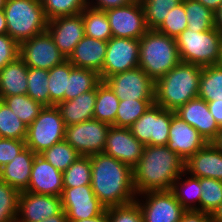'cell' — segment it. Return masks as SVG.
<instances>
[{
	"label": "cell",
	"instance_id": "1",
	"mask_svg": "<svg viewBox=\"0 0 222 222\" xmlns=\"http://www.w3.org/2000/svg\"><path fill=\"white\" fill-rule=\"evenodd\" d=\"M91 187L106 207L135 202L132 169L104 153L91 155Z\"/></svg>",
	"mask_w": 222,
	"mask_h": 222
},
{
	"label": "cell",
	"instance_id": "2",
	"mask_svg": "<svg viewBox=\"0 0 222 222\" xmlns=\"http://www.w3.org/2000/svg\"><path fill=\"white\" fill-rule=\"evenodd\" d=\"M185 171V161L167 145H146L139 162L132 169L137 195L148 191H169Z\"/></svg>",
	"mask_w": 222,
	"mask_h": 222
},
{
	"label": "cell",
	"instance_id": "3",
	"mask_svg": "<svg viewBox=\"0 0 222 222\" xmlns=\"http://www.w3.org/2000/svg\"><path fill=\"white\" fill-rule=\"evenodd\" d=\"M202 67L180 62L155 82V104L176 111L198 97Z\"/></svg>",
	"mask_w": 222,
	"mask_h": 222
},
{
	"label": "cell",
	"instance_id": "4",
	"mask_svg": "<svg viewBox=\"0 0 222 222\" xmlns=\"http://www.w3.org/2000/svg\"><path fill=\"white\" fill-rule=\"evenodd\" d=\"M139 66L156 82L181 60L176 40L168 35L148 29L139 39Z\"/></svg>",
	"mask_w": 222,
	"mask_h": 222
},
{
	"label": "cell",
	"instance_id": "5",
	"mask_svg": "<svg viewBox=\"0 0 222 222\" xmlns=\"http://www.w3.org/2000/svg\"><path fill=\"white\" fill-rule=\"evenodd\" d=\"M7 34L18 44L46 32L48 20L41 0H6Z\"/></svg>",
	"mask_w": 222,
	"mask_h": 222
},
{
	"label": "cell",
	"instance_id": "6",
	"mask_svg": "<svg viewBox=\"0 0 222 222\" xmlns=\"http://www.w3.org/2000/svg\"><path fill=\"white\" fill-rule=\"evenodd\" d=\"M221 36L215 28L204 32L186 28L175 38L181 62L202 68L215 65L219 57Z\"/></svg>",
	"mask_w": 222,
	"mask_h": 222
},
{
	"label": "cell",
	"instance_id": "7",
	"mask_svg": "<svg viewBox=\"0 0 222 222\" xmlns=\"http://www.w3.org/2000/svg\"><path fill=\"white\" fill-rule=\"evenodd\" d=\"M66 125L56 106H44L27 128L26 147L40 154L64 140Z\"/></svg>",
	"mask_w": 222,
	"mask_h": 222
},
{
	"label": "cell",
	"instance_id": "8",
	"mask_svg": "<svg viewBox=\"0 0 222 222\" xmlns=\"http://www.w3.org/2000/svg\"><path fill=\"white\" fill-rule=\"evenodd\" d=\"M174 111L152 104L129 128L144 146L167 145Z\"/></svg>",
	"mask_w": 222,
	"mask_h": 222
},
{
	"label": "cell",
	"instance_id": "9",
	"mask_svg": "<svg viewBox=\"0 0 222 222\" xmlns=\"http://www.w3.org/2000/svg\"><path fill=\"white\" fill-rule=\"evenodd\" d=\"M108 123L91 119L66 126L64 140L80 155L91 156L104 152Z\"/></svg>",
	"mask_w": 222,
	"mask_h": 222
},
{
	"label": "cell",
	"instance_id": "10",
	"mask_svg": "<svg viewBox=\"0 0 222 222\" xmlns=\"http://www.w3.org/2000/svg\"><path fill=\"white\" fill-rule=\"evenodd\" d=\"M143 222H180L186 211L169 191H148L137 195Z\"/></svg>",
	"mask_w": 222,
	"mask_h": 222
},
{
	"label": "cell",
	"instance_id": "11",
	"mask_svg": "<svg viewBox=\"0 0 222 222\" xmlns=\"http://www.w3.org/2000/svg\"><path fill=\"white\" fill-rule=\"evenodd\" d=\"M105 82L120 101L136 99L155 103V82L140 67L111 75Z\"/></svg>",
	"mask_w": 222,
	"mask_h": 222
},
{
	"label": "cell",
	"instance_id": "12",
	"mask_svg": "<svg viewBox=\"0 0 222 222\" xmlns=\"http://www.w3.org/2000/svg\"><path fill=\"white\" fill-rule=\"evenodd\" d=\"M19 57L30 68L48 71L67 60L47 31L21 42Z\"/></svg>",
	"mask_w": 222,
	"mask_h": 222
},
{
	"label": "cell",
	"instance_id": "13",
	"mask_svg": "<svg viewBox=\"0 0 222 222\" xmlns=\"http://www.w3.org/2000/svg\"><path fill=\"white\" fill-rule=\"evenodd\" d=\"M139 40L111 37L107 41L101 81L109 76L135 69L139 66Z\"/></svg>",
	"mask_w": 222,
	"mask_h": 222
},
{
	"label": "cell",
	"instance_id": "14",
	"mask_svg": "<svg viewBox=\"0 0 222 222\" xmlns=\"http://www.w3.org/2000/svg\"><path fill=\"white\" fill-rule=\"evenodd\" d=\"M105 12L113 37L139 40L148 30L140 0Z\"/></svg>",
	"mask_w": 222,
	"mask_h": 222
},
{
	"label": "cell",
	"instance_id": "15",
	"mask_svg": "<svg viewBox=\"0 0 222 222\" xmlns=\"http://www.w3.org/2000/svg\"><path fill=\"white\" fill-rule=\"evenodd\" d=\"M61 199L68 222L96 217L106 209L95 196L91 185L63 188Z\"/></svg>",
	"mask_w": 222,
	"mask_h": 222
},
{
	"label": "cell",
	"instance_id": "16",
	"mask_svg": "<svg viewBox=\"0 0 222 222\" xmlns=\"http://www.w3.org/2000/svg\"><path fill=\"white\" fill-rule=\"evenodd\" d=\"M144 147L132 135L130 128L110 126L103 153L133 169L139 162Z\"/></svg>",
	"mask_w": 222,
	"mask_h": 222
},
{
	"label": "cell",
	"instance_id": "17",
	"mask_svg": "<svg viewBox=\"0 0 222 222\" xmlns=\"http://www.w3.org/2000/svg\"><path fill=\"white\" fill-rule=\"evenodd\" d=\"M63 210L60 196L19 193L16 222H41Z\"/></svg>",
	"mask_w": 222,
	"mask_h": 222
},
{
	"label": "cell",
	"instance_id": "18",
	"mask_svg": "<svg viewBox=\"0 0 222 222\" xmlns=\"http://www.w3.org/2000/svg\"><path fill=\"white\" fill-rule=\"evenodd\" d=\"M66 59L73 53L75 46L85 36L82 14L57 17L48 21L46 30Z\"/></svg>",
	"mask_w": 222,
	"mask_h": 222
},
{
	"label": "cell",
	"instance_id": "19",
	"mask_svg": "<svg viewBox=\"0 0 222 222\" xmlns=\"http://www.w3.org/2000/svg\"><path fill=\"white\" fill-rule=\"evenodd\" d=\"M174 113L195 128L207 142H212L219 133L220 127L210 113L208 103L200 97L191 99Z\"/></svg>",
	"mask_w": 222,
	"mask_h": 222
},
{
	"label": "cell",
	"instance_id": "20",
	"mask_svg": "<svg viewBox=\"0 0 222 222\" xmlns=\"http://www.w3.org/2000/svg\"><path fill=\"white\" fill-rule=\"evenodd\" d=\"M207 143L195 128L180 119L175 113L172 115L167 147L177 153L185 162Z\"/></svg>",
	"mask_w": 222,
	"mask_h": 222
},
{
	"label": "cell",
	"instance_id": "21",
	"mask_svg": "<svg viewBox=\"0 0 222 222\" xmlns=\"http://www.w3.org/2000/svg\"><path fill=\"white\" fill-rule=\"evenodd\" d=\"M63 173L37 154L32 164L27 192L60 196L63 193Z\"/></svg>",
	"mask_w": 222,
	"mask_h": 222
},
{
	"label": "cell",
	"instance_id": "22",
	"mask_svg": "<svg viewBox=\"0 0 222 222\" xmlns=\"http://www.w3.org/2000/svg\"><path fill=\"white\" fill-rule=\"evenodd\" d=\"M185 171L198 178L222 181V152L208 142L185 162Z\"/></svg>",
	"mask_w": 222,
	"mask_h": 222
},
{
	"label": "cell",
	"instance_id": "23",
	"mask_svg": "<svg viewBox=\"0 0 222 222\" xmlns=\"http://www.w3.org/2000/svg\"><path fill=\"white\" fill-rule=\"evenodd\" d=\"M107 41L84 36L67 59L73 66L102 72Z\"/></svg>",
	"mask_w": 222,
	"mask_h": 222
},
{
	"label": "cell",
	"instance_id": "24",
	"mask_svg": "<svg viewBox=\"0 0 222 222\" xmlns=\"http://www.w3.org/2000/svg\"><path fill=\"white\" fill-rule=\"evenodd\" d=\"M36 155L30 148L25 147L10 163L0 168V180L19 192L25 191L29 186Z\"/></svg>",
	"mask_w": 222,
	"mask_h": 222
},
{
	"label": "cell",
	"instance_id": "25",
	"mask_svg": "<svg viewBox=\"0 0 222 222\" xmlns=\"http://www.w3.org/2000/svg\"><path fill=\"white\" fill-rule=\"evenodd\" d=\"M96 87L76 98L56 105L66 126L93 119Z\"/></svg>",
	"mask_w": 222,
	"mask_h": 222
},
{
	"label": "cell",
	"instance_id": "26",
	"mask_svg": "<svg viewBox=\"0 0 222 222\" xmlns=\"http://www.w3.org/2000/svg\"><path fill=\"white\" fill-rule=\"evenodd\" d=\"M28 66L17 57L0 70V99L27 94Z\"/></svg>",
	"mask_w": 222,
	"mask_h": 222
},
{
	"label": "cell",
	"instance_id": "27",
	"mask_svg": "<svg viewBox=\"0 0 222 222\" xmlns=\"http://www.w3.org/2000/svg\"><path fill=\"white\" fill-rule=\"evenodd\" d=\"M170 191L185 210L200 211V178L191 176L184 171L173 182Z\"/></svg>",
	"mask_w": 222,
	"mask_h": 222
},
{
	"label": "cell",
	"instance_id": "28",
	"mask_svg": "<svg viewBox=\"0 0 222 222\" xmlns=\"http://www.w3.org/2000/svg\"><path fill=\"white\" fill-rule=\"evenodd\" d=\"M119 102L120 100L110 86L105 81H101L96 86V101L93 119L115 126Z\"/></svg>",
	"mask_w": 222,
	"mask_h": 222
},
{
	"label": "cell",
	"instance_id": "29",
	"mask_svg": "<svg viewBox=\"0 0 222 222\" xmlns=\"http://www.w3.org/2000/svg\"><path fill=\"white\" fill-rule=\"evenodd\" d=\"M100 82V76L96 71L75 67L70 63V76L64 93V101L93 90Z\"/></svg>",
	"mask_w": 222,
	"mask_h": 222
},
{
	"label": "cell",
	"instance_id": "30",
	"mask_svg": "<svg viewBox=\"0 0 222 222\" xmlns=\"http://www.w3.org/2000/svg\"><path fill=\"white\" fill-rule=\"evenodd\" d=\"M81 14L86 36L102 41L113 37L105 11L87 6Z\"/></svg>",
	"mask_w": 222,
	"mask_h": 222
},
{
	"label": "cell",
	"instance_id": "31",
	"mask_svg": "<svg viewBox=\"0 0 222 222\" xmlns=\"http://www.w3.org/2000/svg\"><path fill=\"white\" fill-rule=\"evenodd\" d=\"M198 97L206 102L222 100V67L215 64L202 68Z\"/></svg>",
	"mask_w": 222,
	"mask_h": 222
},
{
	"label": "cell",
	"instance_id": "32",
	"mask_svg": "<svg viewBox=\"0 0 222 222\" xmlns=\"http://www.w3.org/2000/svg\"><path fill=\"white\" fill-rule=\"evenodd\" d=\"M187 29L204 32L214 28V12L195 0H184Z\"/></svg>",
	"mask_w": 222,
	"mask_h": 222
},
{
	"label": "cell",
	"instance_id": "33",
	"mask_svg": "<svg viewBox=\"0 0 222 222\" xmlns=\"http://www.w3.org/2000/svg\"><path fill=\"white\" fill-rule=\"evenodd\" d=\"M1 100L19 119L29 126L40 114L44 105L33 100L27 94L3 97Z\"/></svg>",
	"mask_w": 222,
	"mask_h": 222
},
{
	"label": "cell",
	"instance_id": "34",
	"mask_svg": "<svg viewBox=\"0 0 222 222\" xmlns=\"http://www.w3.org/2000/svg\"><path fill=\"white\" fill-rule=\"evenodd\" d=\"M70 76V62L64 61L48 71V89L50 95V106H56L64 101V93L67 90Z\"/></svg>",
	"mask_w": 222,
	"mask_h": 222
},
{
	"label": "cell",
	"instance_id": "35",
	"mask_svg": "<svg viewBox=\"0 0 222 222\" xmlns=\"http://www.w3.org/2000/svg\"><path fill=\"white\" fill-rule=\"evenodd\" d=\"M28 126L0 99V137L26 140Z\"/></svg>",
	"mask_w": 222,
	"mask_h": 222
},
{
	"label": "cell",
	"instance_id": "36",
	"mask_svg": "<svg viewBox=\"0 0 222 222\" xmlns=\"http://www.w3.org/2000/svg\"><path fill=\"white\" fill-rule=\"evenodd\" d=\"M83 185H91V156L81 155L63 172L64 188Z\"/></svg>",
	"mask_w": 222,
	"mask_h": 222
},
{
	"label": "cell",
	"instance_id": "37",
	"mask_svg": "<svg viewBox=\"0 0 222 222\" xmlns=\"http://www.w3.org/2000/svg\"><path fill=\"white\" fill-rule=\"evenodd\" d=\"M183 0H140L148 29H157L173 9Z\"/></svg>",
	"mask_w": 222,
	"mask_h": 222
},
{
	"label": "cell",
	"instance_id": "38",
	"mask_svg": "<svg viewBox=\"0 0 222 222\" xmlns=\"http://www.w3.org/2000/svg\"><path fill=\"white\" fill-rule=\"evenodd\" d=\"M62 173L81 155L65 140L39 154Z\"/></svg>",
	"mask_w": 222,
	"mask_h": 222
},
{
	"label": "cell",
	"instance_id": "39",
	"mask_svg": "<svg viewBox=\"0 0 222 222\" xmlns=\"http://www.w3.org/2000/svg\"><path fill=\"white\" fill-rule=\"evenodd\" d=\"M27 95L44 106H50L48 70L28 67Z\"/></svg>",
	"mask_w": 222,
	"mask_h": 222
},
{
	"label": "cell",
	"instance_id": "40",
	"mask_svg": "<svg viewBox=\"0 0 222 222\" xmlns=\"http://www.w3.org/2000/svg\"><path fill=\"white\" fill-rule=\"evenodd\" d=\"M153 103L150 100H128L119 102L115 127L129 128Z\"/></svg>",
	"mask_w": 222,
	"mask_h": 222
},
{
	"label": "cell",
	"instance_id": "41",
	"mask_svg": "<svg viewBox=\"0 0 222 222\" xmlns=\"http://www.w3.org/2000/svg\"><path fill=\"white\" fill-rule=\"evenodd\" d=\"M41 4L47 20L50 21L81 13L88 6V0H41Z\"/></svg>",
	"mask_w": 222,
	"mask_h": 222
},
{
	"label": "cell",
	"instance_id": "42",
	"mask_svg": "<svg viewBox=\"0 0 222 222\" xmlns=\"http://www.w3.org/2000/svg\"><path fill=\"white\" fill-rule=\"evenodd\" d=\"M200 211L213 214L222 204V181L213 178H200Z\"/></svg>",
	"mask_w": 222,
	"mask_h": 222
},
{
	"label": "cell",
	"instance_id": "43",
	"mask_svg": "<svg viewBox=\"0 0 222 222\" xmlns=\"http://www.w3.org/2000/svg\"><path fill=\"white\" fill-rule=\"evenodd\" d=\"M19 193L0 180V222H16Z\"/></svg>",
	"mask_w": 222,
	"mask_h": 222
},
{
	"label": "cell",
	"instance_id": "44",
	"mask_svg": "<svg viewBox=\"0 0 222 222\" xmlns=\"http://www.w3.org/2000/svg\"><path fill=\"white\" fill-rule=\"evenodd\" d=\"M187 26L188 22L183 0L182 3L169 10L167 17L156 30L175 39Z\"/></svg>",
	"mask_w": 222,
	"mask_h": 222
},
{
	"label": "cell",
	"instance_id": "45",
	"mask_svg": "<svg viewBox=\"0 0 222 222\" xmlns=\"http://www.w3.org/2000/svg\"><path fill=\"white\" fill-rule=\"evenodd\" d=\"M110 222H143L142 212L136 202L107 208Z\"/></svg>",
	"mask_w": 222,
	"mask_h": 222
},
{
	"label": "cell",
	"instance_id": "46",
	"mask_svg": "<svg viewBox=\"0 0 222 222\" xmlns=\"http://www.w3.org/2000/svg\"><path fill=\"white\" fill-rule=\"evenodd\" d=\"M25 147V140L0 137V168L10 163Z\"/></svg>",
	"mask_w": 222,
	"mask_h": 222
},
{
	"label": "cell",
	"instance_id": "47",
	"mask_svg": "<svg viewBox=\"0 0 222 222\" xmlns=\"http://www.w3.org/2000/svg\"><path fill=\"white\" fill-rule=\"evenodd\" d=\"M19 57V44L8 34L0 35V70Z\"/></svg>",
	"mask_w": 222,
	"mask_h": 222
},
{
	"label": "cell",
	"instance_id": "48",
	"mask_svg": "<svg viewBox=\"0 0 222 222\" xmlns=\"http://www.w3.org/2000/svg\"><path fill=\"white\" fill-rule=\"evenodd\" d=\"M135 0H88V6L107 11L116 7L127 5Z\"/></svg>",
	"mask_w": 222,
	"mask_h": 222
},
{
	"label": "cell",
	"instance_id": "49",
	"mask_svg": "<svg viewBox=\"0 0 222 222\" xmlns=\"http://www.w3.org/2000/svg\"><path fill=\"white\" fill-rule=\"evenodd\" d=\"M180 222H212V215L198 210H186Z\"/></svg>",
	"mask_w": 222,
	"mask_h": 222
},
{
	"label": "cell",
	"instance_id": "50",
	"mask_svg": "<svg viewBox=\"0 0 222 222\" xmlns=\"http://www.w3.org/2000/svg\"><path fill=\"white\" fill-rule=\"evenodd\" d=\"M208 103V109L212 116L215 118L216 123L219 127H222V100L211 101Z\"/></svg>",
	"mask_w": 222,
	"mask_h": 222
},
{
	"label": "cell",
	"instance_id": "51",
	"mask_svg": "<svg viewBox=\"0 0 222 222\" xmlns=\"http://www.w3.org/2000/svg\"><path fill=\"white\" fill-rule=\"evenodd\" d=\"M72 222H110V219H109L108 210L106 208L101 214L97 215L96 217H91L88 219H82Z\"/></svg>",
	"mask_w": 222,
	"mask_h": 222
},
{
	"label": "cell",
	"instance_id": "52",
	"mask_svg": "<svg viewBox=\"0 0 222 222\" xmlns=\"http://www.w3.org/2000/svg\"><path fill=\"white\" fill-rule=\"evenodd\" d=\"M214 28L222 34V4L214 12Z\"/></svg>",
	"mask_w": 222,
	"mask_h": 222
},
{
	"label": "cell",
	"instance_id": "53",
	"mask_svg": "<svg viewBox=\"0 0 222 222\" xmlns=\"http://www.w3.org/2000/svg\"><path fill=\"white\" fill-rule=\"evenodd\" d=\"M195 1L202 3L205 7L211 9L213 12H215L222 4V0H195Z\"/></svg>",
	"mask_w": 222,
	"mask_h": 222
},
{
	"label": "cell",
	"instance_id": "54",
	"mask_svg": "<svg viewBox=\"0 0 222 222\" xmlns=\"http://www.w3.org/2000/svg\"><path fill=\"white\" fill-rule=\"evenodd\" d=\"M41 222H68L65 212L62 210L59 214L44 219Z\"/></svg>",
	"mask_w": 222,
	"mask_h": 222
},
{
	"label": "cell",
	"instance_id": "55",
	"mask_svg": "<svg viewBox=\"0 0 222 222\" xmlns=\"http://www.w3.org/2000/svg\"><path fill=\"white\" fill-rule=\"evenodd\" d=\"M7 34L6 16L4 10H0V35Z\"/></svg>",
	"mask_w": 222,
	"mask_h": 222
},
{
	"label": "cell",
	"instance_id": "56",
	"mask_svg": "<svg viewBox=\"0 0 222 222\" xmlns=\"http://www.w3.org/2000/svg\"><path fill=\"white\" fill-rule=\"evenodd\" d=\"M211 215L212 222H222V204Z\"/></svg>",
	"mask_w": 222,
	"mask_h": 222
},
{
	"label": "cell",
	"instance_id": "57",
	"mask_svg": "<svg viewBox=\"0 0 222 222\" xmlns=\"http://www.w3.org/2000/svg\"><path fill=\"white\" fill-rule=\"evenodd\" d=\"M212 143L222 152V127H220L219 133Z\"/></svg>",
	"mask_w": 222,
	"mask_h": 222
},
{
	"label": "cell",
	"instance_id": "58",
	"mask_svg": "<svg viewBox=\"0 0 222 222\" xmlns=\"http://www.w3.org/2000/svg\"><path fill=\"white\" fill-rule=\"evenodd\" d=\"M216 65H219L220 67H222V36H221V44H220L219 57H218V60H217V62H216Z\"/></svg>",
	"mask_w": 222,
	"mask_h": 222
},
{
	"label": "cell",
	"instance_id": "59",
	"mask_svg": "<svg viewBox=\"0 0 222 222\" xmlns=\"http://www.w3.org/2000/svg\"><path fill=\"white\" fill-rule=\"evenodd\" d=\"M6 0H0V10H4Z\"/></svg>",
	"mask_w": 222,
	"mask_h": 222
}]
</instances>
